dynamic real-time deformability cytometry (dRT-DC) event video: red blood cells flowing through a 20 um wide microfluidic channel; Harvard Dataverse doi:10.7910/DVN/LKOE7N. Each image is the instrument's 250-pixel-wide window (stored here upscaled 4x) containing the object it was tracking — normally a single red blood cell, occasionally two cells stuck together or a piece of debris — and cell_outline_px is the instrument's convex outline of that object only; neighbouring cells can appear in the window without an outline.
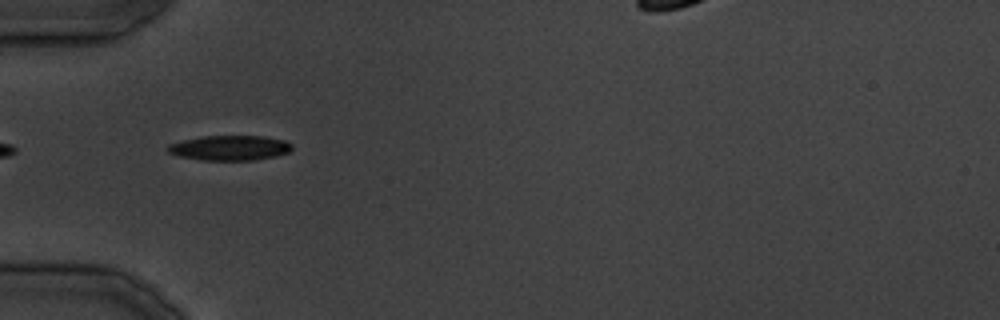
{"species": "common noctule bat (a hibernating species)", "species_latin": "Nyctalus noctula", "temperature_condition": "cold", "stored_images_in_passage": 5, "camera_frame_rate_fps": 3000, "um_per_image_px": 0.085, "animal": {"sex": "male", "body_mass_g": 19.5, "forearm_length_mm": 54.6}, "frame": {"image": 1, "passage_image": 1, "time_ms": 0.0, "image_size_px": [1000, 320], "cell_outline_px": [[292, 148], [288, 152], [276, 156], [256, 160], [204, 160], [180, 156], [168, 152], [168, 144], [200, 136], [264, 136], [284, 140], [292, 144]], "centroid_in_image_um": [19.56, 12.56], "position_along_channel_um": 65.4, "area_um2": 17.98}}